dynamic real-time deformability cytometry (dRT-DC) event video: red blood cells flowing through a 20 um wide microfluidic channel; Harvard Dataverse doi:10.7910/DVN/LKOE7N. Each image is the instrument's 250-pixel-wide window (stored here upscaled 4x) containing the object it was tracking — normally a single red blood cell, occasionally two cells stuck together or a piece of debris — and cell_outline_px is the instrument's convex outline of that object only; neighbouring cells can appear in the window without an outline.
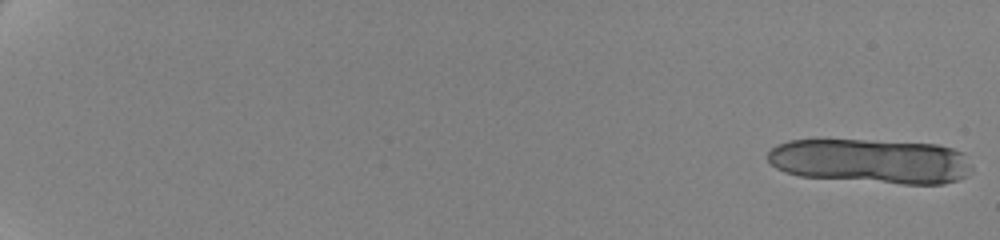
{"species": "human", "species_latin": "Homo sapiens", "temperature_condition": "cold", "stored_images_in_passage": 20, "camera_frame_rate_fps": 3000, "um_per_image_px": 0.085, "donor": {"sex": "female"}, "frame": {"image": 1, "passage_image": 1, "time_ms": 0.0, "image_size_px": [1000, 240], "cell_outline_px": [[972, 168], [964, 176], [956, 180], [944, 184], [900, 184], [800, 176], [784, 172], [776, 168], [768, 160], [768, 152], [776, 144], [788, 140], [864, 140], [936, 144], [952, 148], [964, 152]], "centroid_in_image_um": [74.02, 13.69], "position_along_channel_um": 11.0, "area_um2": 53.23}}